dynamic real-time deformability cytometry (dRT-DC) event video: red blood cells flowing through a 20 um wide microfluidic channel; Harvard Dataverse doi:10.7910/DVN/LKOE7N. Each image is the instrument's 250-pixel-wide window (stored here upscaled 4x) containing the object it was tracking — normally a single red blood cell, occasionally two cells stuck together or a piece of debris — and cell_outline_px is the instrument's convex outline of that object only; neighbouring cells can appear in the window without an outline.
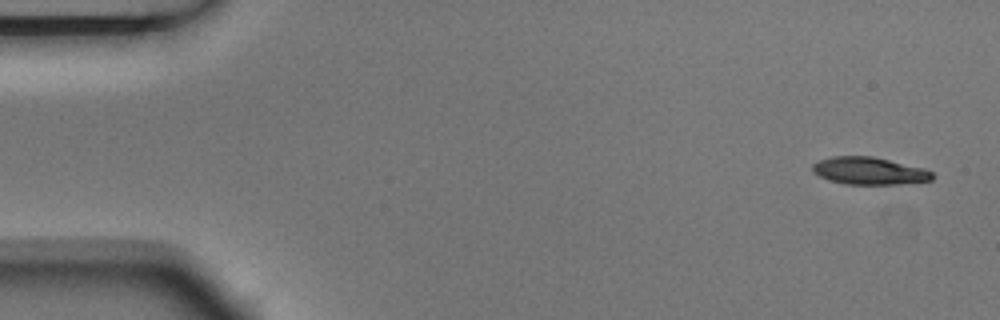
{"species": "Egyptian fruit bat (a non-hibernating species)", "species_latin": "Rousettus aegyptiacus", "temperature_condition": "room temperature", "stored_images_in_passage": 6, "camera_frame_rate_fps": 3000, "um_per_image_px": 0.085, "animal": {"sex": "male"}, "frame": {"image": 1, "passage_image": 1, "time_ms": 0.0, "image_size_px": [1000, 320], "cell_outline_px": [[936, 176], [932, 180], [900, 184], [844, 184], [828, 180], [812, 172], [812, 164], [820, 160], [832, 156], [872, 156], [924, 168], [932, 172]], "centroid_in_image_um": [73.88, 14.53], "position_along_channel_um": 11.1, "area_um2": 19.19}}
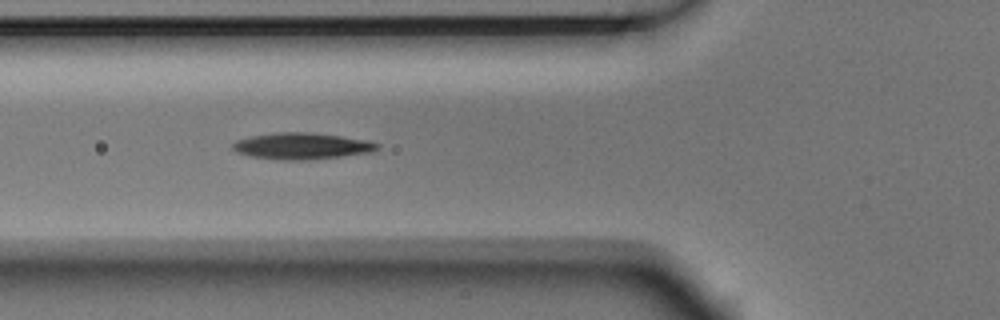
{"frame": {"image": 2, "passage_image": 6, "time_ms": 1.667, "image_size_px": [1000, 320], "cell_outline_px": [[380, 148], [372, 152], [308, 160], [280, 160], [248, 156], [236, 152], [232, 148], [232, 144], [236, 140], [248, 136], [276, 132], [312, 132], [368, 140], [380, 144]], "centroid_in_image_um": [25.62, 12.41], "position_along_channel_um": 100.2, "area_um2": 22.54}}